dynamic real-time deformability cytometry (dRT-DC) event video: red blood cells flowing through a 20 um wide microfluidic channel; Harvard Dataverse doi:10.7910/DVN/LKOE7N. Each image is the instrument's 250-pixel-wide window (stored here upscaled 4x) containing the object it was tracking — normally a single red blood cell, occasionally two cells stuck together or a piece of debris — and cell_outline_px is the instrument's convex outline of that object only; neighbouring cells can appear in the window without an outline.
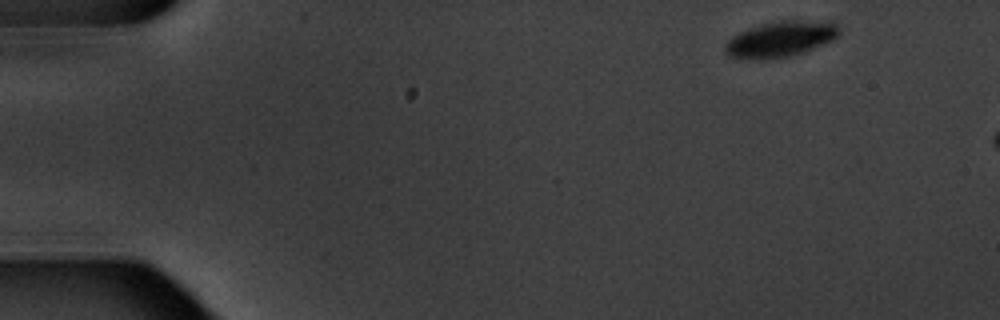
{"species": "common noctule bat (a hibernating species)", "species_latin": "Nyctalus noctula", "temperature_condition": "warm", "stored_images_in_passage": 3, "camera_frame_rate_fps": 3000, "um_per_image_px": 0.085, "animal": {"sex": "male", "body_mass_g": 20.1, "forearm_length_mm": 53.5}, "frame": {"image": 1, "passage_image": 1, "time_ms": 0.0, "image_size_px": [1000, 320], "cell_outline_px": [[840, 36], [832, 40], [804, 52], [792, 56], [732, 56], [724, 52], [724, 44], [732, 36], [740, 32], [764, 24], [780, 20], [832, 20], [840, 28]], "centroid_in_image_um": [66.48, 3.25], "position_along_channel_um": 18.5, "area_um2": 23.0}}